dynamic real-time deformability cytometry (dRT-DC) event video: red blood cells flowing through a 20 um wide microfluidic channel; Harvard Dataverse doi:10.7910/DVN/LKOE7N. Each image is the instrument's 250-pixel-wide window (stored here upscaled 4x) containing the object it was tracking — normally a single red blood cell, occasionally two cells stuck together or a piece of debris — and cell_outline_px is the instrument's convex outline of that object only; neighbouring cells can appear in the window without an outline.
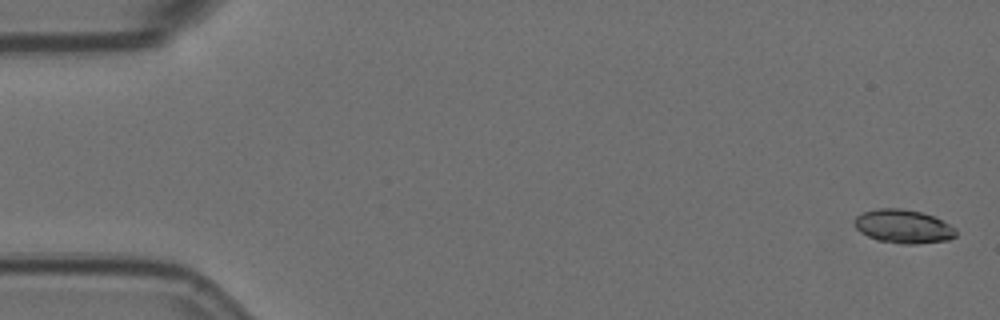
{"species": "Egyptian fruit bat (a non-hibernating species)", "species_latin": "Rousettus aegyptiacus", "temperature_condition": "room temperature", "stored_images_in_passage": 7, "camera_frame_rate_fps": 3000, "um_per_image_px": 0.085, "animal": {"sex": "female"}, "frame": {"image": 1, "passage_image": 1, "time_ms": 0.0, "image_size_px": [1000, 320], "cell_outline_px": [[956, 236], [948, 240], [916, 244], [904, 244], [876, 240], [860, 232], [856, 228], [852, 220], [856, 216], [864, 212], [876, 208], [900, 208], [920, 212], [932, 216], [956, 228]], "centroid_in_image_um": [76.75, 19.25], "position_along_channel_um": 8.3, "area_um2": 19.88}}
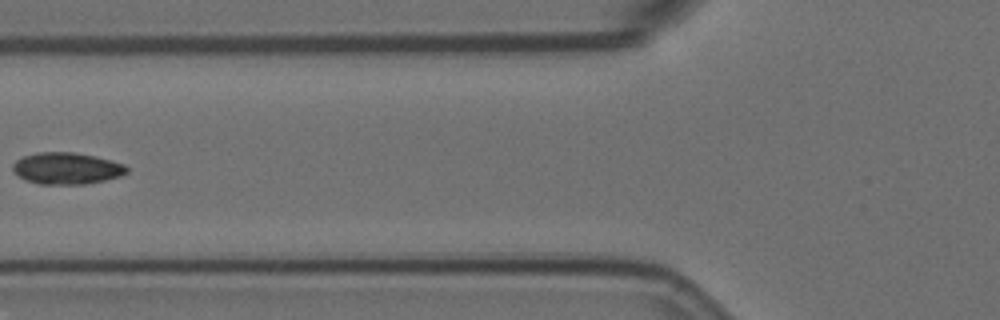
{"frame": {"image": 2, "passage_image": 6, "time_ms": 1.667, "image_size_px": [1000, 320], "cell_outline_px": [[128, 172], [120, 176], [104, 180], [84, 184], [40, 184], [24, 180], [12, 168], [12, 164], [16, 160], [24, 156], [36, 152], [76, 152], [124, 164], [128, 168]], "centroid_in_image_um": [5.65, 14.31], "position_along_channel_um": 120.2, "area_um2": 20.87}}
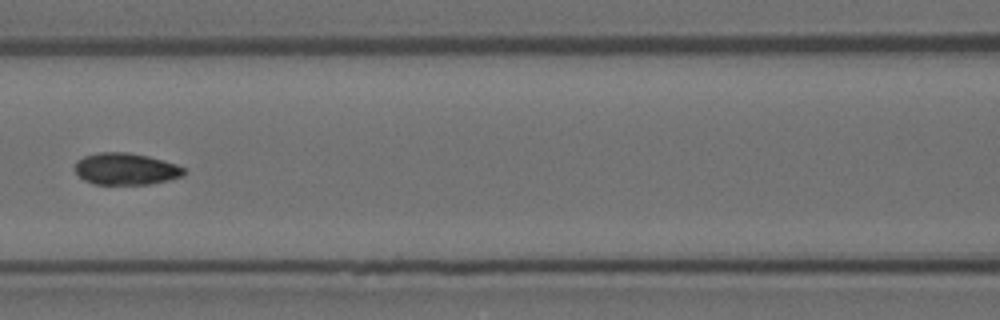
{"frame": {"image": 3, "passage_image": 7, "time_ms": 2.0, "image_size_px": [1000, 320], "cell_outline_px": [[184, 176], [168, 180], [148, 184], [92, 184], [84, 180], [76, 172], [76, 160], [84, 156], [100, 152], [128, 152], [148, 156], [176, 164], [184, 168]], "centroid_in_image_um": [10.69, 14.36], "position_along_channel_um": 155.9, "area_um2": 20.11}}